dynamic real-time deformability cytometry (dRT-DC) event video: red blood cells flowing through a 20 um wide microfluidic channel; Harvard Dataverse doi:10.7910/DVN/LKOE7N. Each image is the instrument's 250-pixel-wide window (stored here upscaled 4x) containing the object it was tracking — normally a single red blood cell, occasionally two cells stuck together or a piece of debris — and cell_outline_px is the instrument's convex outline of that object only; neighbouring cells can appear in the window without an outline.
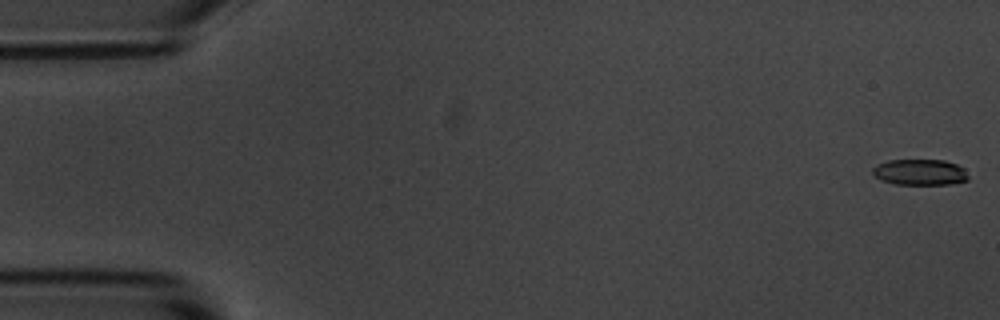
{"species": "common noctule bat (a hibernating species)", "species_latin": "Nyctalus noctula", "temperature_condition": "room temperature", "stored_images_in_passage": 49, "camera_frame_rate_fps": 3000, "um_per_image_px": 0.085, "animal": {"sex": "male", "body_mass_g": 20.1, "forearm_length_mm": 53.5}, "frame": {"image": 1, "passage_image": 1, "time_ms": 0.0, "image_size_px": [1000, 320], "cell_outline_px": [[968, 180], [952, 184], [896, 184], [880, 180], [872, 172], [872, 168], [876, 164], [888, 160], [944, 160], [956, 164], [964, 168], [968, 176]], "centroid_in_image_um": [78.19, 14.63], "position_along_channel_um": 6.8, "area_um2": 14.51}}
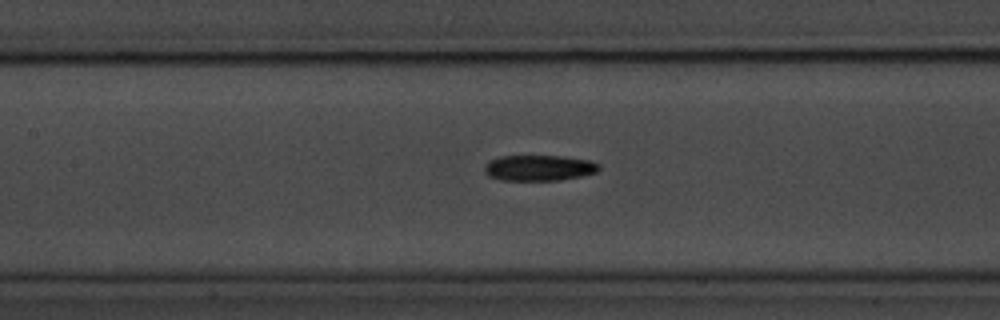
{"frame": {"image": 2, "passage_image": 25, "time_ms": 8.0, "image_size_px": [1000, 320], "cell_outline_px": [[600, 168], [596, 172], [584, 176], [560, 180], [500, 180], [488, 176], [484, 172], [484, 168], [492, 160], [500, 156], [560, 156], [588, 160], [600, 164]], "centroid_in_image_um": [45.84, 14.28], "position_along_channel_um": 161.6, "area_um2": 17.11}}
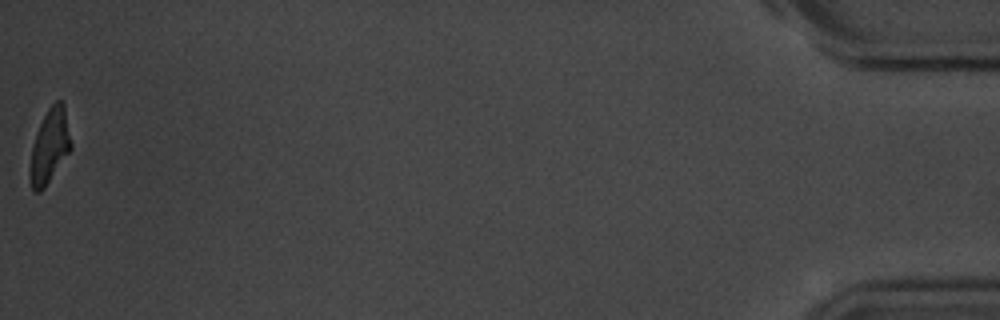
{"frame": {"image": 3, "passage_image": 49, "time_ms": 16.0, "image_size_px": [1000, 320], "cell_outline_px": [[72, 148], [44, 188], [40, 192], [32, 192], [28, 176], [28, 172], [32, 148], [36, 132], [48, 108], [56, 100], [60, 100], [64, 104], [72, 144]], "centroid_in_image_um": [4.2, 12.46], "position_along_channel_um": 431.0, "area_um2": 17.8}, "authors_computed_cell_mechanics": {"area_um2": 17.2244, "velocity_mm_per_s": 3.6617, "shape_relaxation_time_tau1_ms": 4.1741, "shape_relaxation_time_tau2_ms": null, "deformation_change_tau1": 0.168, "deformation_change_tau2": null}}